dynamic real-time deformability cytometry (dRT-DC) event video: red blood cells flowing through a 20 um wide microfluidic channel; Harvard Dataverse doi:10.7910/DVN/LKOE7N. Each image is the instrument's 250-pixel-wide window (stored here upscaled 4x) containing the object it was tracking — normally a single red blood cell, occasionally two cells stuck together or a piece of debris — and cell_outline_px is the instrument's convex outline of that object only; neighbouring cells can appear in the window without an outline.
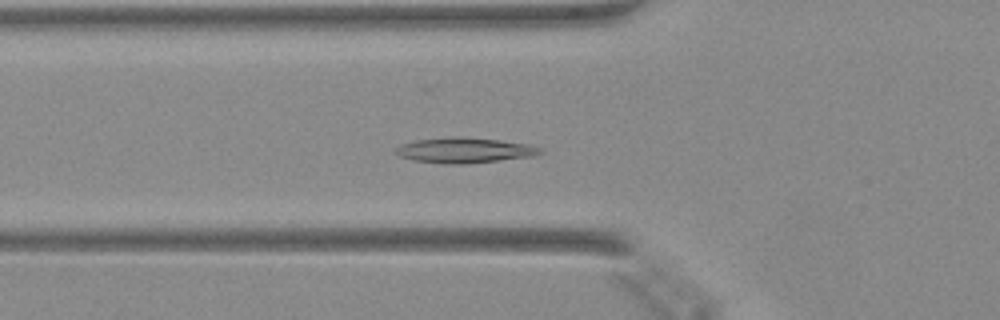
{"species": "Egyptian fruit bat (a non-hibernating species)", "species_latin": "Rousettus aegyptiacus", "temperature_condition": "warm", "stored_images_in_passage": 50, "segment_of_instrument_passage": [1, 2], "camera_frame_rate_fps": 3000, "um_per_image_px": 0.085, "animal": {"sex": "female"}, "frame": {"image": 1, "passage_image": 18, "time_ms": 5.667, "image_size_px": [1000, 320], "cell_outline_px": [[544, 152], [536, 156], [464, 164], [444, 164], [412, 160], [400, 156], [392, 152], [400, 144], [416, 140], [452, 136], [456, 136], [496, 140], [528, 144], [544, 148]], "centroid_in_image_um": [39.48, 12.78], "position_along_channel_um": 86.3, "area_um2": 21.5}}
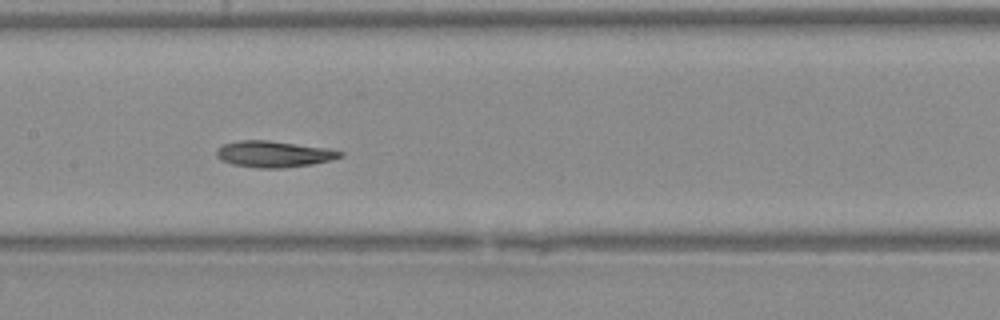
{"frame": {"image": 2, "passage_image": 25, "time_ms": 8.0, "image_size_px": [1000, 320], "cell_outline_px": [[344, 156], [332, 160], [312, 164], [284, 168], [260, 168], [232, 164], [220, 160], [216, 156], [216, 152], [224, 144], [236, 140], [268, 140], [328, 148], [344, 152]], "centroid_in_image_um": [23.3, 13.09], "position_along_channel_um": 184.1, "area_um2": 19.02}}
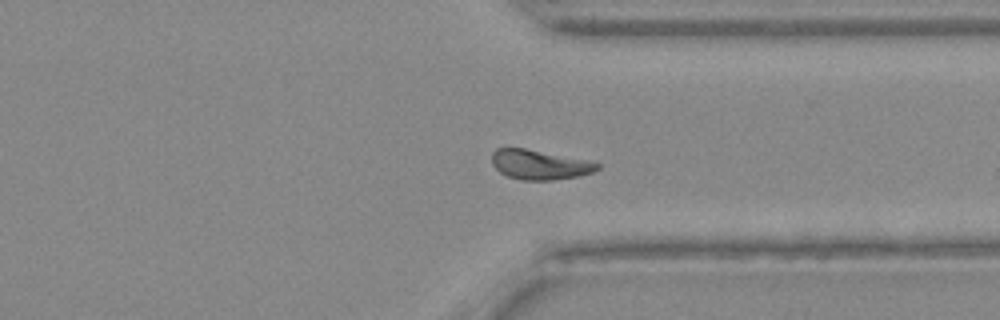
{"frame": {"image": 3, "passage_image": 38, "time_ms": 12.333, "image_size_px": [1000, 320], "cell_outline_px": [[600, 168], [592, 172], [576, 176], [552, 180], [520, 180], [508, 176], [500, 172], [492, 164], [492, 152], [496, 148], [524, 148], [588, 160], [600, 164]], "centroid_in_image_um": [45.84, 13.99], "position_along_channel_um": 365.6, "area_um2": 18.09}}